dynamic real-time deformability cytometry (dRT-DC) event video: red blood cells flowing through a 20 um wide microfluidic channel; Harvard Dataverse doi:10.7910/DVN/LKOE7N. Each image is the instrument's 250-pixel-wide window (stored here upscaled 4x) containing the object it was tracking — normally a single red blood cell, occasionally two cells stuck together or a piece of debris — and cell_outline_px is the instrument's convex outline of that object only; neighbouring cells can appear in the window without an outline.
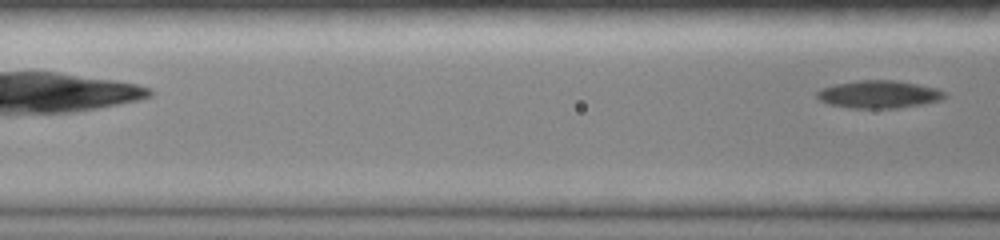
{"species": "common noctule bat (a hibernating species)", "species_latin": "Nyctalus noctula", "temperature_condition": "room temperature", "stored_images_in_passage": 7, "camera_frame_rate_fps": 3000, "um_per_image_px": 0.085, "animal": {"sex": "female", "body_mass_g": 19.0, "forearm_length_mm": 51.5}, "frame": {"image": 1, "passage_image": 7, "time_ms": 4.333, "image_size_px": [1000, 240], "cell_outline_px": [[944, 96], [940, 100], [920, 104], [896, 108], [852, 108], [828, 104], [820, 100], [816, 96], [816, 92], [820, 88], [836, 84], [856, 80], [896, 80], [936, 88], [944, 92]], "centroid_in_image_um": [74.64, 8.01], "position_along_channel_um": 92.0, "area_um2": 20.4}}